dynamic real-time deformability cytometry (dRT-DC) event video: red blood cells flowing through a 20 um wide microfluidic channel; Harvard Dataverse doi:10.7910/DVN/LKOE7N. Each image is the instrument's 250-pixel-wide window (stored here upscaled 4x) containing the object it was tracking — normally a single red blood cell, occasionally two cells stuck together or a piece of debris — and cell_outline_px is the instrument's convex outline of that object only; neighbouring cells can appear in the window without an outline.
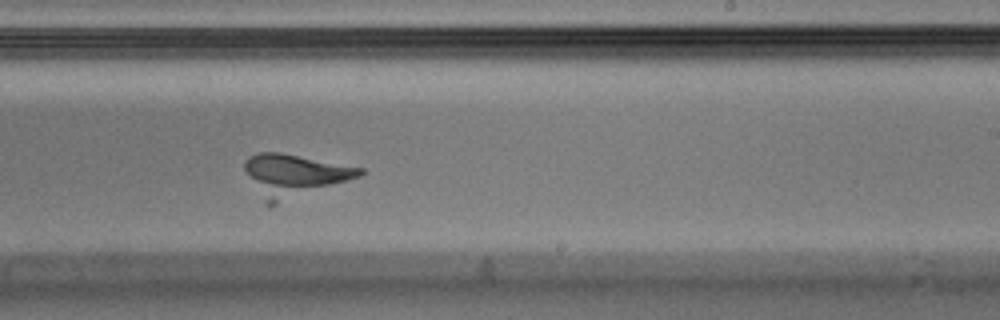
{"species": "Egyptian fruit bat (a non-hibernating species)", "species_latin": "Rousettus aegyptiacus", "temperature_condition": "warm", "stored_images_in_passage": 36, "camera_frame_rate_fps": 3000, "um_per_image_px": 0.085, "animal": {"sex": "male"}, "frame": {"image": 1, "passage_image": 22, "time_ms": 7.0, "image_size_px": [1000, 320], "cell_outline_px": [[364, 172], [360, 176], [276, 204], [264, 204], [244, 168], [244, 160], [248, 156], [256, 152], [280, 152], [364, 168]], "centroid_in_image_um": [24.96, 14.89], "position_along_channel_um": 264.0, "area_um2": 27.98}}